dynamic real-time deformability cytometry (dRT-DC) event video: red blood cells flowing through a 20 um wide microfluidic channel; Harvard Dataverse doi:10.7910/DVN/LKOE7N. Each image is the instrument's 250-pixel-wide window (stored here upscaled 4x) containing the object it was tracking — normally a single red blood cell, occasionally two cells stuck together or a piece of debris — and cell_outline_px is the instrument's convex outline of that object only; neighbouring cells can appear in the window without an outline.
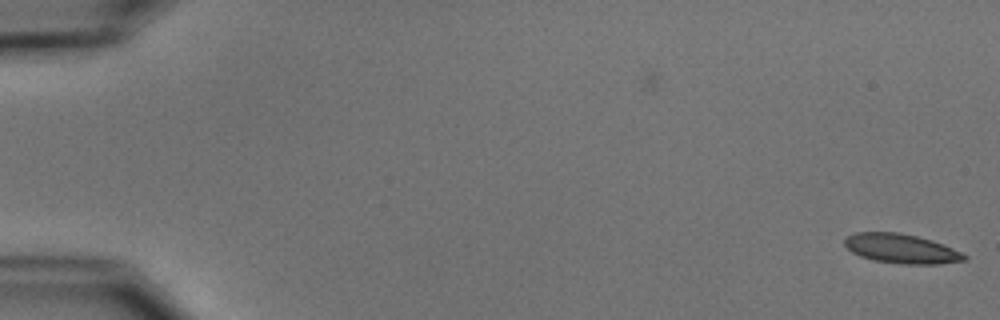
{"species": "common noctule bat (a hibernating species)", "species_latin": "Nyctalus noctula", "temperature_condition": "cold", "stored_images_in_passage": 6, "camera_frame_rate_fps": 3000, "um_per_image_px": 0.085, "animal": {"sex": "male", "body_mass_g": 15.6}, "frame": {"image": 1, "passage_image": 6, "time_ms": 1.667, "image_size_px": [1000, 320], "cell_outline_px": [[968, 256], [964, 260], [936, 264], [900, 264], [876, 260], [860, 256], [852, 252], [844, 244], [844, 240], [848, 236], [856, 232], [900, 232], [932, 240], [952, 248]], "centroid_in_image_um": [76.59, 21.13], "position_along_channel_um": 8.4, "area_um2": 20.29}}